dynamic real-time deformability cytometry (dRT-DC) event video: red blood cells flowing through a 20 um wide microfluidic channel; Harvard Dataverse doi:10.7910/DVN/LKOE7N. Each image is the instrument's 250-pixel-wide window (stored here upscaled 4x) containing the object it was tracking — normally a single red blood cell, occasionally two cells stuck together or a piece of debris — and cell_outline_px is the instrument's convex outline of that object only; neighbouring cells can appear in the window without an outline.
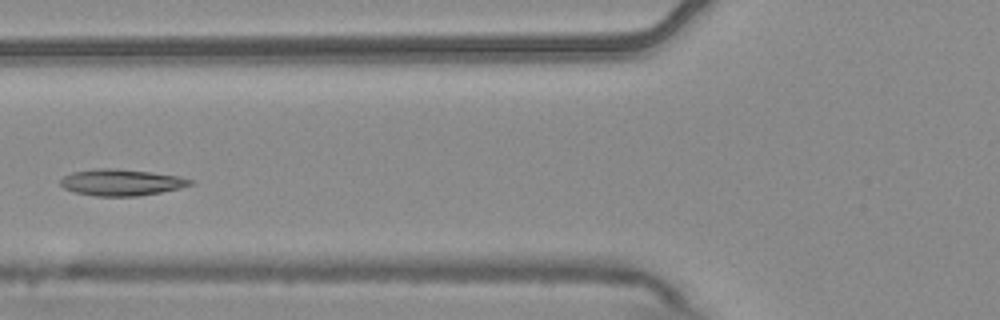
{"species": "common noctule bat (a hibernating species)", "species_latin": "Nyctalus noctula", "temperature_condition": "warm", "stored_images_in_passage": 5, "camera_frame_rate_fps": 3000, "um_per_image_px": 0.085, "animal": {"sex": "male", "body_mass_g": 20.4}, "frame": {"image": 1, "passage_image": 5, "time_ms": 1.333, "image_size_px": [1000, 320], "cell_outline_px": [[196, 184], [180, 188], [140, 196], [96, 196], [76, 192], [64, 188], [60, 184], [60, 180], [64, 176], [72, 172], [100, 168], [116, 168], [152, 172], [180, 176], [192, 180]], "centroid_in_image_um": [10.35, 15.5], "position_along_channel_um": 115.4, "area_um2": 20.06}}